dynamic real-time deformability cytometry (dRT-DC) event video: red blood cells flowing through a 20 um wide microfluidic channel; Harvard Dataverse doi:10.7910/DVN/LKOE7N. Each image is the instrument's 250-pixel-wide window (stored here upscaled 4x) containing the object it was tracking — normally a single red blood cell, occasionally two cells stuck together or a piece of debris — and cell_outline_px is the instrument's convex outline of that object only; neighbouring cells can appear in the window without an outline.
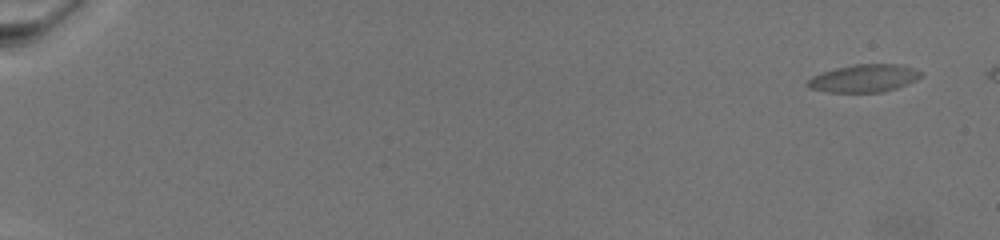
{"species": "common noctule bat (a hibernating species)", "species_latin": "Nyctalus noctula", "temperature_condition": "warm", "stored_images_in_passage": 38, "camera_frame_rate_fps": 3000, "um_per_image_px": 0.085, "animal": {"sex": "female", "body_mass_g": 19.5, "forearm_length_mm": 54.1}, "frame": {"image": 1, "passage_image": 2, "time_ms": 0.333, "image_size_px": [1000, 240], "cell_outline_px": [[920, 76], [916, 80], [896, 88], [880, 92], [832, 92], [808, 88], [804, 84], [812, 76], [824, 72], [856, 64], [892, 64], [908, 68], [920, 72]], "centroid_in_image_um": [73.37, 6.67], "position_along_channel_um": 11.6, "area_um2": 17.69}}
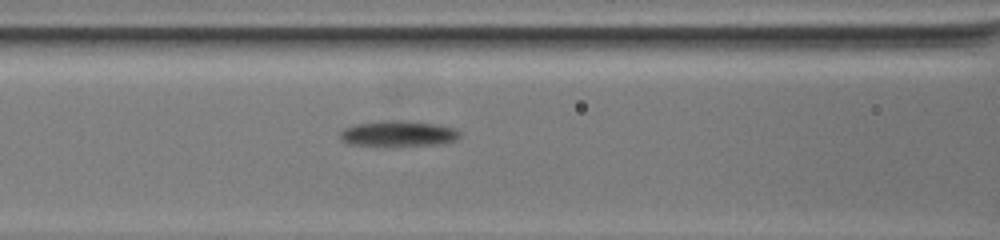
{"frame": {"image": 2, "passage_image": 19, "time_ms": 11.667, "image_size_px": [1000, 240], "cell_outline_px": [[460, 136], [452, 140], [432, 144], [348, 144], [340, 140], [340, 132], [344, 128], [356, 124], [388, 120], [396, 120], [432, 124], [452, 128], [460, 132]], "centroid_in_image_um": [33.76, 11.33], "position_along_channel_um": 132.8, "area_um2": 16.82}}
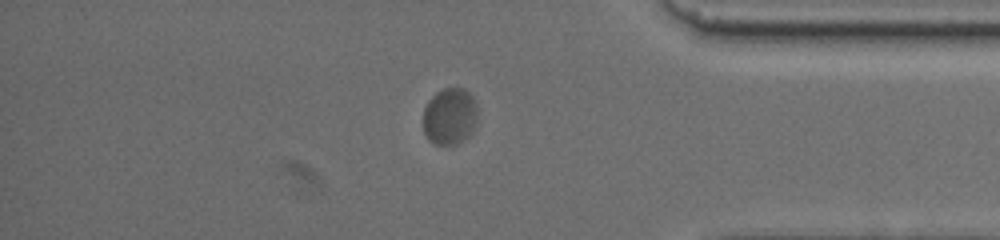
{"frame": {"image": 3, "passage_image": 33, "time_ms": 21.333, "image_size_px": [1000, 240], "cell_outline_px": [[476, 120], [472, 132], [468, 136], [456, 144], [436, 144], [428, 140], [424, 132], [424, 108], [428, 100], [436, 92], [444, 88], [464, 88], [472, 96], [476, 104]], "centroid_in_image_um": [38.22, 9.87], "position_along_channel_um": 397.0, "area_um2": 17.92}}